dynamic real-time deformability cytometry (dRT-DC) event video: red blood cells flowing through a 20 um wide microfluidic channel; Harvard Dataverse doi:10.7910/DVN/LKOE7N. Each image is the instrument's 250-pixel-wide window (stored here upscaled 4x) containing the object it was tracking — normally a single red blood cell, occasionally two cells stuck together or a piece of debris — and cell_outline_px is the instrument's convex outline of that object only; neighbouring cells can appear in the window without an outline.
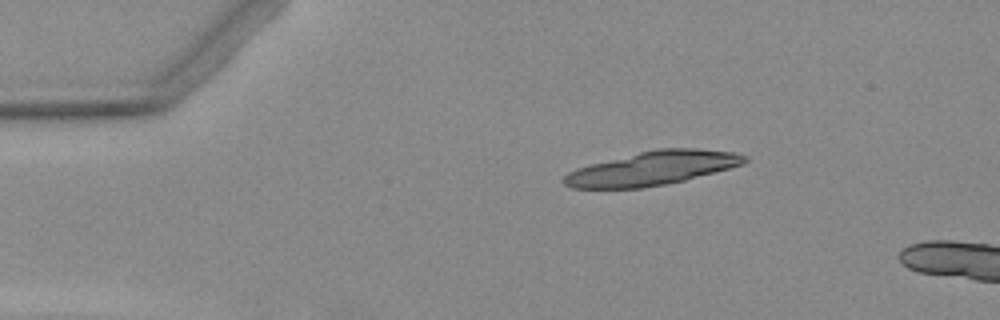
{"species": "Egyptian fruit bat (a non-hibernating species)", "species_latin": "Rousettus aegyptiacus", "temperature_condition": "warm", "stored_images_in_passage": 3, "camera_frame_rate_fps": 3000, "um_per_image_px": 0.085, "animal": {"sex": "female"}, "frame": {"image": 1, "passage_image": 1, "time_ms": 0.0, "image_size_px": [1000, 320], "cell_outline_px": [[748, 160], [744, 164], [684, 180], [644, 188], [572, 188], [564, 184], [560, 180], [568, 172], [576, 168], [656, 148], [696, 148], [732, 152], [748, 156]], "centroid_in_image_um": [55.44, 14.31], "position_along_channel_um": 29.6, "area_um2": 35.32}}